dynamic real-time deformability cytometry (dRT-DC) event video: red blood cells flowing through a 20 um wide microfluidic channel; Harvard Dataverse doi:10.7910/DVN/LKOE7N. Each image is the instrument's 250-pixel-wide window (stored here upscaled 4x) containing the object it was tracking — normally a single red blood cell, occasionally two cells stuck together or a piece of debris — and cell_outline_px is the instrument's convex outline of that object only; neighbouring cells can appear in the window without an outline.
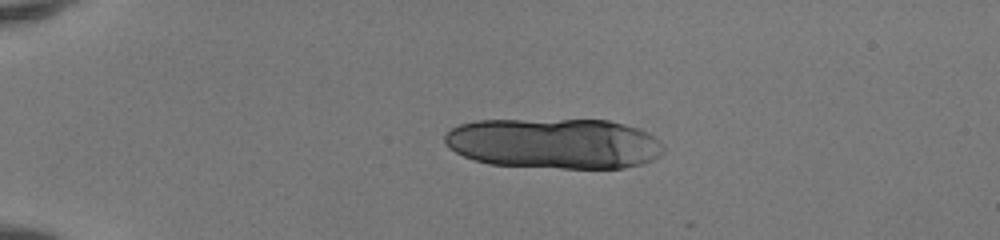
{"species": "human", "species_latin": "Homo sapiens", "temperature_condition": "room temperature", "stored_images_in_passage": 10, "camera_frame_rate_fps": 3000, "um_per_image_px": 0.085, "donor": {"sex": "female"}, "frame": {"image": 1, "passage_image": 1, "time_ms": 0.0, "image_size_px": [1000, 240], "cell_outline_px": [[664, 152], [660, 156], [652, 160], [640, 164], [624, 168], [560, 168], [488, 164], [464, 156], [448, 148], [444, 140], [444, 136], [452, 128], [460, 124], [476, 120], [608, 120], [624, 124], [648, 132], [660, 140], [664, 148]], "centroid_in_image_um": [47.12, 12.19], "position_along_channel_um": 37.9, "area_um2": 64.62}}